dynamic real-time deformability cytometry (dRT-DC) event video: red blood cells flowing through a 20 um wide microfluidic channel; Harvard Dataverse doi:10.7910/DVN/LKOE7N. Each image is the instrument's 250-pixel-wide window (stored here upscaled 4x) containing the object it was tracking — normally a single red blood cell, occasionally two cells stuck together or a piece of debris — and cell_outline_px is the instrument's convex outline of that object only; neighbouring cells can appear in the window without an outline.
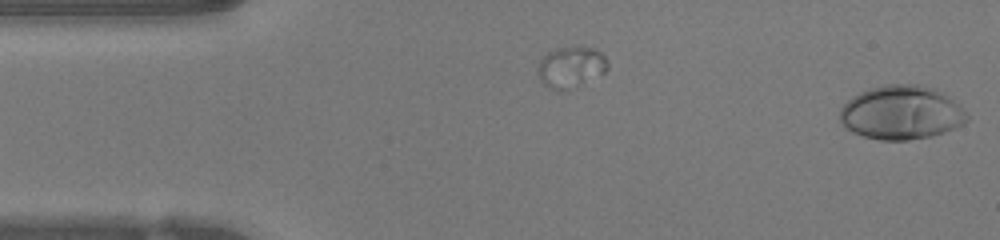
{"species": "human", "species_latin": "Homo sapiens", "temperature_condition": "warm", "stored_images_in_passage": 7, "segment_of_instrument_passage": [2, 2], "camera_frame_rate_fps": 3000, "um_per_image_px": 0.085, "donor": {"sex": "female"}, "frame": {"image": 1, "passage_image": 7, "time_ms": 2.0, "image_size_px": [1000, 240], "cell_outline_px": [[968, 120], [964, 124], [956, 128], [932, 136], [908, 140], [880, 140], [864, 136], [852, 132], [840, 120], [840, 108], [852, 96], [868, 88], [884, 84], [920, 84], [932, 88], [948, 96], [968, 116]], "centroid_in_image_um": [76.6, 9.57], "position_along_channel_um": 8.4, "area_um2": 39.77}}